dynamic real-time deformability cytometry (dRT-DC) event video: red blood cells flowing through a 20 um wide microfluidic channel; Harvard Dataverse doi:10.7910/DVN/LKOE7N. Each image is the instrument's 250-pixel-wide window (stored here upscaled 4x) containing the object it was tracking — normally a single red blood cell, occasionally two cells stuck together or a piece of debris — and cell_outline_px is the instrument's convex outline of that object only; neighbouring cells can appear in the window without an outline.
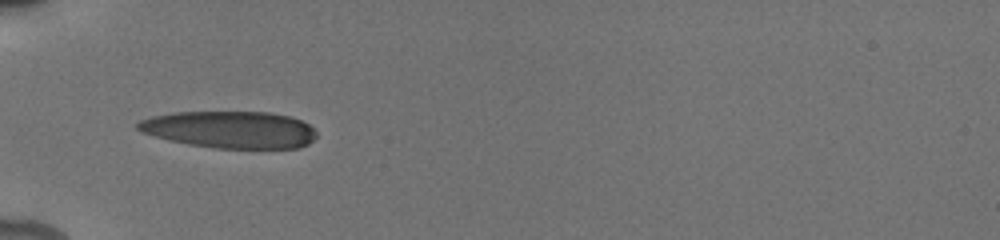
{"species": "human", "species_latin": "Homo sapiens", "temperature_condition": "cold", "stored_images_in_passage": 79, "camera_frame_rate_fps": 3000, "um_per_image_px": 0.085, "donor": {"sex": "male"}, "frame": {"image": 1, "passage_image": 1, "time_ms": 0.0, "image_size_px": [1000, 240], "cell_outline_px": [[316, 136], [308, 144], [300, 148], [216, 148], [188, 144], [168, 140], [144, 132], [136, 128], [136, 124], [140, 120], [152, 116], [176, 112], [272, 112], [288, 116], [300, 120], [308, 124], [316, 132]], "centroid_in_image_um": [19.56, 11.01], "position_along_channel_um": 65.4, "area_um2": 38.44}}
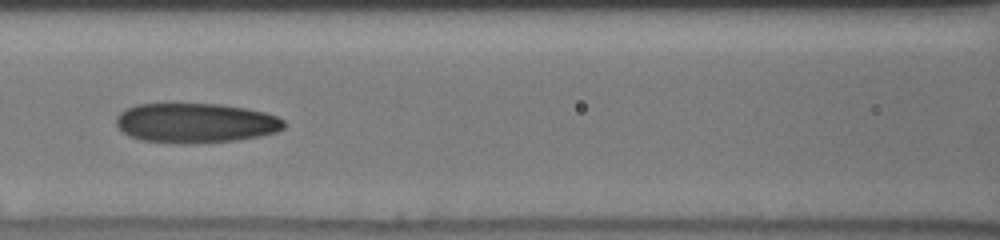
{"frame": {"image": 2, "passage_image": 18, "time_ms": 2.333, "image_size_px": [1000, 240], "cell_outline_px": [[284, 128], [276, 132], [260, 136], [236, 140], [192, 144], [184, 144], [140, 140], [124, 132], [116, 124], [116, 116], [124, 108], [136, 104], [220, 104], [244, 108], [264, 112], [276, 116], [284, 120]], "centroid_in_image_um": [16.61, 10.45], "position_along_channel_um": 150.0, "area_um2": 38.9}}
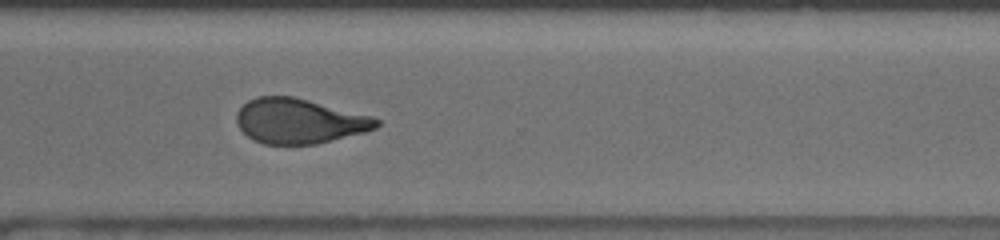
{"frame": {"image": 3, "passage_image": 54, "time_ms": 7.333, "image_size_px": [1000, 240], "cell_outline_px": [[380, 124], [376, 128], [364, 132], [316, 144], [264, 144], [248, 136], [240, 128], [236, 120], [236, 112], [248, 100], [256, 96], [292, 96], [372, 116], [380, 120]], "centroid_in_image_um": [25.43, 10.28], "position_along_channel_um": 345.2, "area_um2": 36.36}, "authors_computed_cell_mechanics": {"area_um2": 37.8012, "velocity_mm_per_s": 3.9212, "shape_relaxation_time_tau1_ms": 7.6619, "shape_relaxation_time_tau2_ms": 1.9216, "deformation_change_tau1": 0.2278, "deformation_change_tau2": 0.0945}}